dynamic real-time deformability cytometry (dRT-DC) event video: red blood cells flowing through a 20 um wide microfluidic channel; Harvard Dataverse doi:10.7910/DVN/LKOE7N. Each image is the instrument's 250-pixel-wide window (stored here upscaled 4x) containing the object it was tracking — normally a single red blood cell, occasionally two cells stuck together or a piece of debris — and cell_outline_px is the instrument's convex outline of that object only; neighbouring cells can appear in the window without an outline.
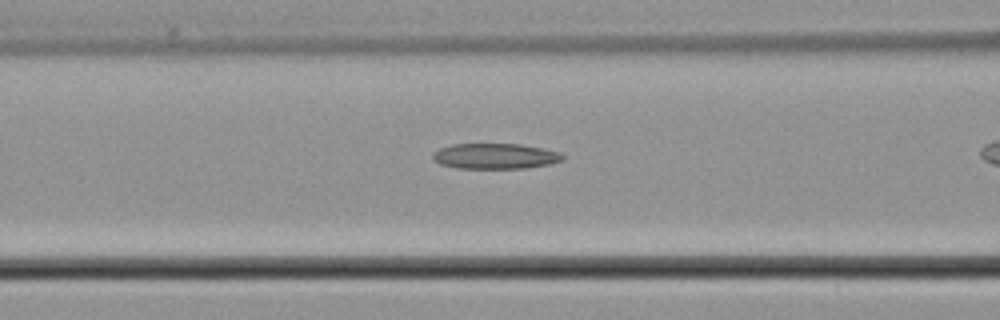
{"species": "common noctule bat (a hibernating species)", "species_latin": "Nyctalus noctula", "temperature_condition": "cold", "stored_images_in_passage": 5, "segment_of_instrument_passage": [1, 2], "camera_frame_rate_fps": 3000, "um_per_image_px": 0.085, "animal": {"sex": "male", "body_mass_g": 21.5, "forearm_length_mm": 52.0}, "frame": {"image": 1, "passage_image": 4, "time_ms": 4.667, "image_size_px": [1000, 320], "cell_outline_px": [[564, 160], [548, 164], [524, 168], [460, 168], [440, 164], [432, 156], [432, 152], [440, 148], [452, 144], [520, 144], [560, 152], [564, 156]], "centroid_in_image_um": [42.08, 13.27], "position_along_channel_um": 124.5, "area_um2": 19.13}}